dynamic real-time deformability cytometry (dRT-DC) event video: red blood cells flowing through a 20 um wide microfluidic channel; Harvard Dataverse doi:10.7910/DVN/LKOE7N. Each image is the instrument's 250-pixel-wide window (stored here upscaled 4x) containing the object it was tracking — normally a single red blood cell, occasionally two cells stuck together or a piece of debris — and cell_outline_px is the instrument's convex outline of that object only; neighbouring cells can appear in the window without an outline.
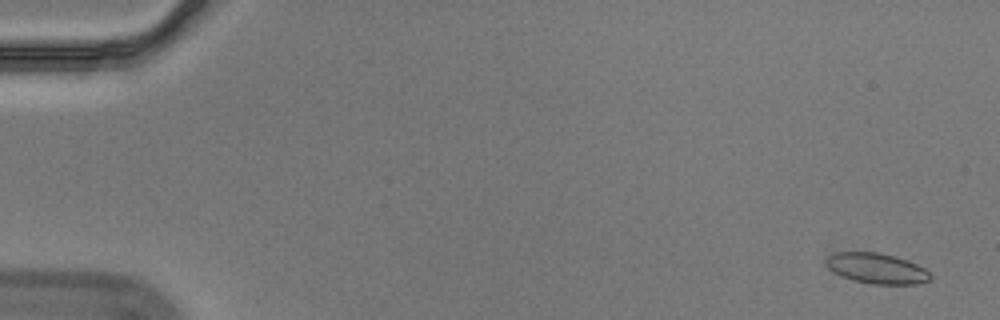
{"species": "Egyptian fruit bat (a non-hibernating species)", "species_latin": "Rousettus aegyptiacus", "temperature_condition": "cold", "stored_images_in_passage": 58, "camera_frame_rate_fps": 3000, "um_per_image_px": 0.085, "animal": {"sex": "male"}, "frame": {"image": 1, "passage_image": 3, "time_ms": 0.667, "image_size_px": [1000, 320], "cell_outline_px": [[932, 280], [920, 284], [872, 284], [840, 276], [828, 268], [824, 260], [828, 256], [836, 252], [876, 252], [908, 260], [924, 268], [932, 276]], "centroid_in_image_um": [74.53, 22.82], "position_along_channel_um": 10.5, "area_um2": 18.5}}
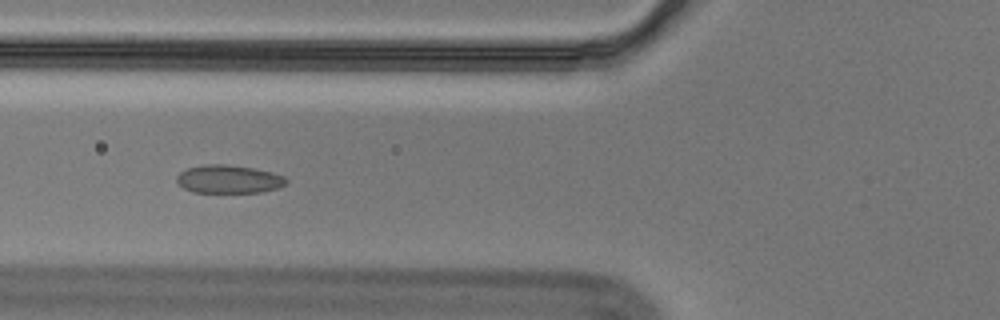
{"frame": {"image": 2, "passage_image": 23, "time_ms": 7.333, "image_size_px": [1000, 320], "cell_outline_px": [[288, 180], [284, 184], [276, 188], [260, 192], [192, 192], [184, 188], [176, 180], [176, 176], [180, 172], [188, 168], [204, 164], [224, 164], [252, 168], [272, 172], [284, 176]], "centroid_in_image_um": [19.42, 15.22], "position_along_channel_um": 106.4, "area_um2": 17.8}}
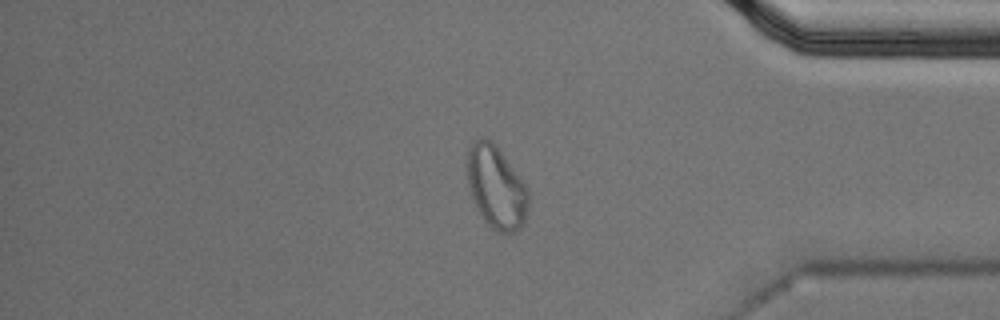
{"frame": {"image": 3, "passage_image": 49, "time_ms": 16.0, "image_size_px": [1000, 320], "cell_outline_px": [[528, 212], [524, 224], [520, 228], [512, 232], [496, 232], [484, 220], [472, 196], [468, 184], [468, 148], [476, 140], [484, 136], [492, 140], [496, 144], [528, 188]], "centroid_in_image_um": [42.21, 15.9], "position_along_channel_um": 393.0, "area_um2": 29.3}}